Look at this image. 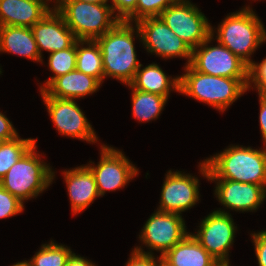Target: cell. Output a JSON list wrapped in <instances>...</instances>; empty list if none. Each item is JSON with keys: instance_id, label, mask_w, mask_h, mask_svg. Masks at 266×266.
<instances>
[{"instance_id": "cell-1", "label": "cell", "mask_w": 266, "mask_h": 266, "mask_svg": "<svg viewBox=\"0 0 266 266\" xmlns=\"http://www.w3.org/2000/svg\"><path fill=\"white\" fill-rule=\"evenodd\" d=\"M207 179H229L262 185L266 189V150L232 145L199 164Z\"/></svg>"}, {"instance_id": "cell-2", "label": "cell", "mask_w": 266, "mask_h": 266, "mask_svg": "<svg viewBox=\"0 0 266 266\" xmlns=\"http://www.w3.org/2000/svg\"><path fill=\"white\" fill-rule=\"evenodd\" d=\"M134 33L140 40L139 27L135 25L134 28L132 22L120 20L96 39L102 53L104 78L111 77L126 85L133 81L141 65L136 57Z\"/></svg>"}, {"instance_id": "cell-3", "label": "cell", "mask_w": 266, "mask_h": 266, "mask_svg": "<svg viewBox=\"0 0 266 266\" xmlns=\"http://www.w3.org/2000/svg\"><path fill=\"white\" fill-rule=\"evenodd\" d=\"M179 76V93L223 112L248 90L249 78H227L196 71L190 64Z\"/></svg>"}, {"instance_id": "cell-4", "label": "cell", "mask_w": 266, "mask_h": 266, "mask_svg": "<svg viewBox=\"0 0 266 266\" xmlns=\"http://www.w3.org/2000/svg\"><path fill=\"white\" fill-rule=\"evenodd\" d=\"M217 42L227 47L233 54L250 66L251 55L266 42V29L250 6L233 12L218 25Z\"/></svg>"}, {"instance_id": "cell-5", "label": "cell", "mask_w": 266, "mask_h": 266, "mask_svg": "<svg viewBox=\"0 0 266 266\" xmlns=\"http://www.w3.org/2000/svg\"><path fill=\"white\" fill-rule=\"evenodd\" d=\"M54 8L78 40H96L120 21L111 4L59 0Z\"/></svg>"}, {"instance_id": "cell-6", "label": "cell", "mask_w": 266, "mask_h": 266, "mask_svg": "<svg viewBox=\"0 0 266 266\" xmlns=\"http://www.w3.org/2000/svg\"><path fill=\"white\" fill-rule=\"evenodd\" d=\"M36 143L9 169L0 185L24 204L52 184L55 172L41 161Z\"/></svg>"}, {"instance_id": "cell-7", "label": "cell", "mask_w": 266, "mask_h": 266, "mask_svg": "<svg viewBox=\"0 0 266 266\" xmlns=\"http://www.w3.org/2000/svg\"><path fill=\"white\" fill-rule=\"evenodd\" d=\"M214 28L211 36L198 47L192 49L190 65L201 73L227 78H249V66L218 42L217 46L208 44L214 40Z\"/></svg>"}, {"instance_id": "cell-8", "label": "cell", "mask_w": 266, "mask_h": 266, "mask_svg": "<svg viewBox=\"0 0 266 266\" xmlns=\"http://www.w3.org/2000/svg\"><path fill=\"white\" fill-rule=\"evenodd\" d=\"M159 17L191 49L198 47L211 36V25L206 16L189 0H177Z\"/></svg>"}, {"instance_id": "cell-9", "label": "cell", "mask_w": 266, "mask_h": 266, "mask_svg": "<svg viewBox=\"0 0 266 266\" xmlns=\"http://www.w3.org/2000/svg\"><path fill=\"white\" fill-rule=\"evenodd\" d=\"M141 231L140 241L151 250L143 251L141 246L133 250L151 255L152 251H159L161 257L189 234L182 215L158 210L147 219Z\"/></svg>"}, {"instance_id": "cell-10", "label": "cell", "mask_w": 266, "mask_h": 266, "mask_svg": "<svg viewBox=\"0 0 266 266\" xmlns=\"http://www.w3.org/2000/svg\"><path fill=\"white\" fill-rule=\"evenodd\" d=\"M194 238L218 262L229 261L231 248L237 226L230 213L225 210H214L200 222Z\"/></svg>"}, {"instance_id": "cell-11", "label": "cell", "mask_w": 266, "mask_h": 266, "mask_svg": "<svg viewBox=\"0 0 266 266\" xmlns=\"http://www.w3.org/2000/svg\"><path fill=\"white\" fill-rule=\"evenodd\" d=\"M139 27L141 42L147 52L162 58H186L189 65L192 58L191 47L179 38L160 17H149L134 23Z\"/></svg>"}, {"instance_id": "cell-12", "label": "cell", "mask_w": 266, "mask_h": 266, "mask_svg": "<svg viewBox=\"0 0 266 266\" xmlns=\"http://www.w3.org/2000/svg\"><path fill=\"white\" fill-rule=\"evenodd\" d=\"M100 161L97 165L91 162L86 165L94 176L100 197L106 191H116L125 187L136 175L138 169L120 151L111 146L101 145ZM93 163V164H92Z\"/></svg>"}, {"instance_id": "cell-13", "label": "cell", "mask_w": 266, "mask_h": 266, "mask_svg": "<svg viewBox=\"0 0 266 266\" xmlns=\"http://www.w3.org/2000/svg\"><path fill=\"white\" fill-rule=\"evenodd\" d=\"M52 122L63 136L85 140L89 143L98 141V137L75 100L50 97L40 91Z\"/></svg>"}, {"instance_id": "cell-14", "label": "cell", "mask_w": 266, "mask_h": 266, "mask_svg": "<svg viewBox=\"0 0 266 266\" xmlns=\"http://www.w3.org/2000/svg\"><path fill=\"white\" fill-rule=\"evenodd\" d=\"M199 179L181 171L166 174L157 208L161 212L177 213L192 208L200 199Z\"/></svg>"}, {"instance_id": "cell-15", "label": "cell", "mask_w": 266, "mask_h": 266, "mask_svg": "<svg viewBox=\"0 0 266 266\" xmlns=\"http://www.w3.org/2000/svg\"><path fill=\"white\" fill-rule=\"evenodd\" d=\"M216 183L215 195L225 208L235 211H256L266 198L262 185L236 182L229 179H208Z\"/></svg>"}, {"instance_id": "cell-16", "label": "cell", "mask_w": 266, "mask_h": 266, "mask_svg": "<svg viewBox=\"0 0 266 266\" xmlns=\"http://www.w3.org/2000/svg\"><path fill=\"white\" fill-rule=\"evenodd\" d=\"M52 8L31 27L41 57L44 50L49 53L64 50L78 40L61 14Z\"/></svg>"}, {"instance_id": "cell-17", "label": "cell", "mask_w": 266, "mask_h": 266, "mask_svg": "<svg viewBox=\"0 0 266 266\" xmlns=\"http://www.w3.org/2000/svg\"><path fill=\"white\" fill-rule=\"evenodd\" d=\"M73 215L80 213L100 197L92 171L87 166L64 170Z\"/></svg>"}, {"instance_id": "cell-18", "label": "cell", "mask_w": 266, "mask_h": 266, "mask_svg": "<svg viewBox=\"0 0 266 266\" xmlns=\"http://www.w3.org/2000/svg\"><path fill=\"white\" fill-rule=\"evenodd\" d=\"M46 0H0V26L32 27L52 8Z\"/></svg>"}, {"instance_id": "cell-19", "label": "cell", "mask_w": 266, "mask_h": 266, "mask_svg": "<svg viewBox=\"0 0 266 266\" xmlns=\"http://www.w3.org/2000/svg\"><path fill=\"white\" fill-rule=\"evenodd\" d=\"M101 84L97 78L75 69L55 78L44 91L50 97L77 100L98 91Z\"/></svg>"}, {"instance_id": "cell-20", "label": "cell", "mask_w": 266, "mask_h": 266, "mask_svg": "<svg viewBox=\"0 0 266 266\" xmlns=\"http://www.w3.org/2000/svg\"><path fill=\"white\" fill-rule=\"evenodd\" d=\"M0 52L43 63L31 27L0 26Z\"/></svg>"}, {"instance_id": "cell-21", "label": "cell", "mask_w": 266, "mask_h": 266, "mask_svg": "<svg viewBox=\"0 0 266 266\" xmlns=\"http://www.w3.org/2000/svg\"><path fill=\"white\" fill-rule=\"evenodd\" d=\"M162 258L172 266H218L216 261L189 233L175 244Z\"/></svg>"}, {"instance_id": "cell-22", "label": "cell", "mask_w": 266, "mask_h": 266, "mask_svg": "<svg viewBox=\"0 0 266 266\" xmlns=\"http://www.w3.org/2000/svg\"><path fill=\"white\" fill-rule=\"evenodd\" d=\"M141 66L143 67L141 64L140 68L136 71L133 81L130 83L134 89L157 94L166 98L169 97L170 91L175 90L179 92V76L176 78H171V76L168 77L161 67L155 63L149 64L143 67V69H141Z\"/></svg>"}, {"instance_id": "cell-23", "label": "cell", "mask_w": 266, "mask_h": 266, "mask_svg": "<svg viewBox=\"0 0 266 266\" xmlns=\"http://www.w3.org/2000/svg\"><path fill=\"white\" fill-rule=\"evenodd\" d=\"M84 45H86V47ZM76 53V69L97 78L103 83L104 68L102 53L96 40H77Z\"/></svg>"}, {"instance_id": "cell-24", "label": "cell", "mask_w": 266, "mask_h": 266, "mask_svg": "<svg viewBox=\"0 0 266 266\" xmlns=\"http://www.w3.org/2000/svg\"><path fill=\"white\" fill-rule=\"evenodd\" d=\"M127 86L132 90V115L134 118L140 122H149L157 119L167 103L168 98L136 90L130 84Z\"/></svg>"}, {"instance_id": "cell-25", "label": "cell", "mask_w": 266, "mask_h": 266, "mask_svg": "<svg viewBox=\"0 0 266 266\" xmlns=\"http://www.w3.org/2000/svg\"><path fill=\"white\" fill-rule=\"evenodd\" d=\"M36 142V139H23L18 135L3 143L0 147V180Z\"/></svg>"}, {"instance_id": "cell-26", "label": "cell", "mask_w": 266, "mask_h": 266, "mask_svg": "<svg viewBox=\"0 0 266 266\" xmlns=\"http://www.w3.org/2000/svg\"><path fill=\"white\" fill-rule=\"evenodd\" d=\"M38 252L27 261L30 266H66L67 261L73 253L68 246L54 243L41 245Z\"/></svg>"}, {"instance_id": "cell-27", "label": "cell", "mask_w": 266, "mask_h": 266, "mask_svg": "<svg viewBox=\"0 0 266 266\" xmlns=\"http://www.w3.org/2000/svg\"><path fill=\"white\" fill-rule=\"evenodd\" d=\"M76 42L69 48L49 54L48 67L54 75L49 78L40 91H43L55 78L76 69Z\"/></svg>"}, {"instance_id": "cell-28", "label": "cell", "mask_w": 266, "mask_h": 266, "mask_svg": "<svg viewBox=\"0 0 266 266\" xmlns=\"http://www.w3.org/2000/svg\"><path fill=\"white\" fill-rule=\"evenodd\" d=\"M177 0H138L136 9L124 20L137 23L138 21L149 18L159 17V15Z\"/></svg>"}, {"instance_id": "cell-29", "label": "cell", "mask_w": 266, "mask_h": 266, "mask_svg": "<svg viewBox=\"0 0 266 266\" xmlns=\"http://www.w3.org/2000/svg\"><path fill=\"white\" fill-rule=\"evenodd\" d=\"M24 204L0 185V219L23 212Z\"/></svg>"}, {"instance_id": "cell-30", "label": "cell", "mask_w": 266, "mask_h": 266, "mask_svg": "<svg viewBox=\"0 0 266 266\" xmlns=\"http://www.w3.org/2000/svg\"><path fill=\"white\" fill-rule=\"evenodd\" d=\"M250 87L256 88L258 95L266 96V58L260 63L253 62L249 66L248 90Z\"/></svg>"}, {"instance_id": "cell-31", "label": "cell", "mask_w": 266, "mask_h": 266, "mask_svg": "<svg viewBox=\"0 0 266 266\" xmlns=\"http://www.w3.org/2000/svg\"><path fill=\"white\" fill-rule=\"evenodd\" d=\"M259 266H266V230L251 233Z\"/></svg>"}, {"instance_id": "cell-32", "label": "cell", "mask_w": 266, "mask_h": 266, "mask_svg": "<svg viewBox=\"0 0 266 266\" xmlns=\"http://www.w3.org/2000/svg\"><path fill=\"white\" fill-rule=\"evenodd\" d=\"M112 9L120 20H125L135 9L138 0H111Z\"/></svg>"}, {"instance_id": "cell-33", "label": "cell", "mask_w": 266, "mask_h": 266, "mask_svg": "<svg viewBox=\"0 0 266 266\" xmlns=\"http://www.w3.org/2000/svg\"><path fill=\"white\" fill-rule=\"evenodd\" d=\"M156 259L158 258H155L154 254H144L133 250L126 266H158Z\"/></svg>"}, {"instance_id": "cell-34", "label": "cell", "mask_w": 266, "mask_h": 266, "mask_svg": "<svg viewBox=\"0 0 266 266\" xmlns=\"http://www.w3.org/2000/svg\"><path fill=\"white\" fill-rule=\"evenodd\" d=\"M0 136L5 140H10L18 136L17 130L13 127L12 122L0 112Z\"/></svg>"}, {"instance_id": "cell-35", "label": "cell", "mask_w": 266, "mask_h": 266, "mask_svg": "<svg viewBox=\"0 0 266 266\" xmlns=\"http://www.w3.org/2000/svg\"><path fill=\"white\" fill-rule=\"evenodd\" d=\"M259 104H260V114H259L260 130L264 142V149L266 150V96L259 95Z\"/></svg>"}, {"instance_id": "cell-36", "label": "cell", "mask_w": 266, "mask_h": 266, "mask_svg": "<svg viewBox=\"0 0 266 266\" xmlns=\"http://www.w3.org/2000/svg\"><path fill=\"white\" fill-rule=\"evenodd\" d=\"M66 266H96L95 263H92L87 258L76 255L72 253L69 257Z\"/></svg>"}, {"instance_id": "cell-37", "label": "cell", "mask_w": 266, "mask_h": 266, "mask_svg": "<svg viewBox=\"0 0 266 266\" xmlns=\"http://www.w3.org/2000/svg\"><path fill=\"white\" fill-rule=\"evenodd\" d=\"M158 266H172L167 263L161 256L158 257Z\"/></svg>"}, {"instance_id": "cell-38", "label": "cell", "mask_w": 266, "mask_h": 266, "mask_svg": "<svg viewBox=\"0 0 266 266\" xmlns=\"http://www.w3.org/2000/svg\"><path fill=\"white\" fill-rule=\"evenodd\" d=\"M84 2L98 3V4H107L108 0H81Z\"/></svg>"}, {"instance_id": "cell-39", "label": "cell", "mask_w": 266, "mask_h": 266, "mask_svg": "<svg viewBox=\"0 0 266 266\" xmlns=\"http://www.w3.org/2000/svg\"><path fill=\"white\" fill-rule=\"evenodd\" d=\"M12 266H30V264L25 260V261L13 264Z\"/></svg>"}, {"instance_id": "cell-40", "label": "cell", "mask_w": 266, "mask_h": 266, "mask_svg": "<svg viewBox=\"0 0 266 266\" xmlns=\"http://www.w3.org/2000/svg\"><path fill=\"white\" fill-rule=\"evenodd\" d=\"M229 262H230V261L219 262V263H218V266H230V265H229Z\"/></svg>"}, {"instance_id": "cell-41", "label": "cell", "mask_w": 266, "mask_h": 266, "mask_svg": "<svg viewBox=\"0 0 266 266\" xmlns=\"http://www.w3.org/2000/svg\"><path fill=\"white\" fill-rule=\"evenodd\" d=\"M6 140L0 136V147L3 145V143L5 142Z\"/></svg>"}, {"instance_id": "cell-42", "label": "cell", "mask_w": 266, "mask_h": 266, "mask_svg": "<svg viewBox=\"0 0 266 266\" xmlns=\"http://www.w3.org/2000/svg\"><path fill=\"white\" fill-rule=\"evenodd\" d=\"M46 1H47V2H48V1L52 2V0H46ZM58 2H59V0H56L54 6H55Z\"/></svg>"}]
</instances>
